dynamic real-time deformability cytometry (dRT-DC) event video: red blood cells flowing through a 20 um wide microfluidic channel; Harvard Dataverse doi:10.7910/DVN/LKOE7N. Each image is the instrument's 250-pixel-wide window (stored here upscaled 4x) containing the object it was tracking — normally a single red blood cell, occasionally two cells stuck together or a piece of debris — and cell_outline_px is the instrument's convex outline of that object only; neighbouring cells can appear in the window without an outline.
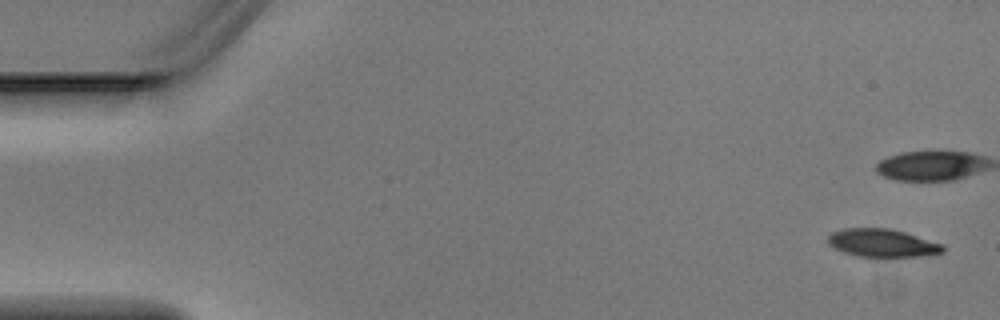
{"species": "Egyptian fruit bat (a non-hibernating species)", "species_latin": "Rousettus aegyptiacus", "temperature_condition": "warm", "stored_images_in_passage": 6, "camera_frame_rate_fps": 3000, "um_per_image_px": 0.085, "animal": {"sex": "male"}, "frame": {"image": 1, "passage_image": 1, "time_ms": 0.0, "image_size_px": [1000, 320], "cell_outline_px": [[944, 252], [920, 256], [856, 256], [832, 248], [828, 244], [828, 236], [832, 232], [844, 228], [888, 228], [904, 232], [944, 244]], "centroid_in_image_um": [74.97, 20.64], "position_along_channel_um": 10.0, "area_um2": 18.67}}
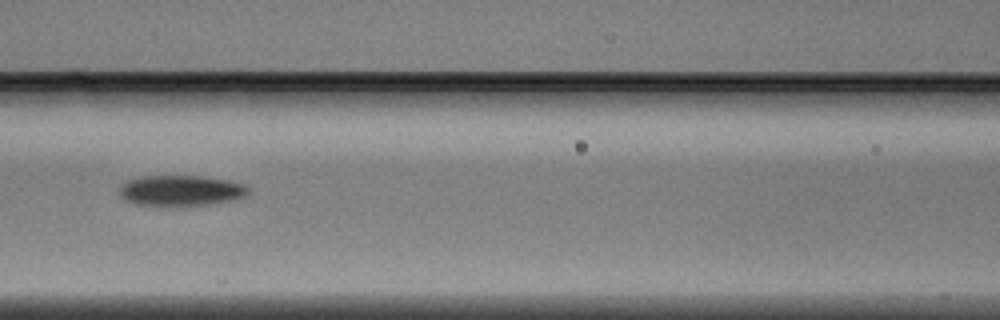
{"frame": {"image": 2, "passage_image": 6, "time_ms": 1.667, "image_size_px": [1000, 320], "cell_outline_px": [[248, 192], [244, 196], [232, 200], [208, 204], [172, 208], [136, 204], [124, 200], [120, 196], [120, 188], [128, 180], [140, 176], [204, 176], [232, 180], [244, 184], [248, 188]], "centroid_in_image_um": [15.36, 16.22], "position_along_channel_um": 151.2, "area_um2": 23.58}}